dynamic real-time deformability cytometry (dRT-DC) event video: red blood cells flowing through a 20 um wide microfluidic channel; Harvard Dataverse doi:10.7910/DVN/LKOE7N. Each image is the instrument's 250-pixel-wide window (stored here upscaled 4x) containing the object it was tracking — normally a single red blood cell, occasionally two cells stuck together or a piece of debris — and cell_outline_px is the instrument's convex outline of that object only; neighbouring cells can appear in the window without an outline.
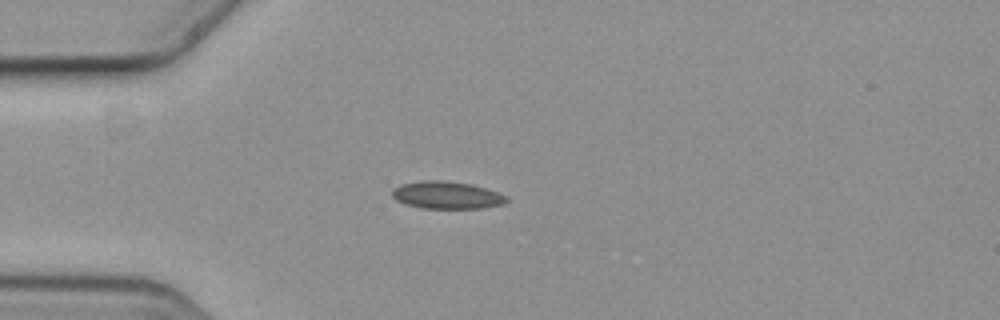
{"species": "common noctule bat (a hibernating species)", "species_latin": "Nyctalus noctula", "temperature_condition": "cold", "stored_images_in_passage": 6, "camera_frame_rate_fps": 3000, "um_per_image_px": 0.085, "animal": {"sex": "female", "body_mass_g": 19.3, "forearm_length_mm": 54.1}, "frame": {"image": 1, "passage_image": 4, "time_ms": 1.0, "image_size_px": [1000, 320], "cell_outline_px": [[508, 200], [504, 204], [484, 208], [420, 208], [404, 204], [396, 200], [392, 196], [392, 188], [400, 184], [424, 180], [444, 180], [472, 184], [508, 196]], "centroid_in_image_um": [37.95, 16.58], "position_along_channel_um": 47.1, "area_um2": 18.44}}
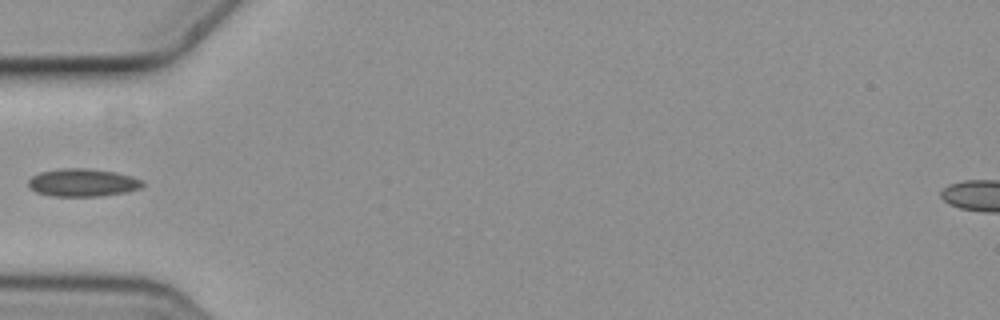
{"frame": {"image": 2, "passage_image": 5, "time_ms": 1.333, "image_size_px": [1000, 320], "cell_outline_px": [[144, 184], [140, 188], [128, 192], [100, 196], [52, 196], [36, 192], [28, 188], [28, 180], [32, 176], [40, 172], [60, 168], [88, 168], [116, 172], [132, 176], [144, 180]], "centroid_in_image_um": [7.03, 15.52], "position_along_channel_um": 78.0, "area_um2": 18.79}}
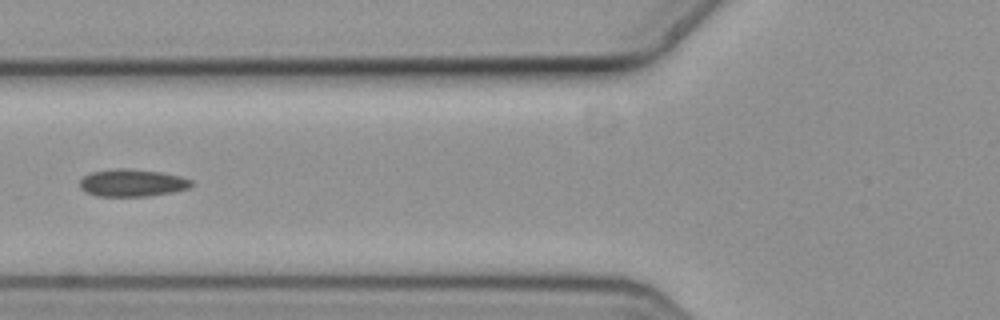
{"frame": {"image": 3, "passage_image": 6, "time_ms": 1.667, "image_size_px": [1000, 320], "cell_outline_px": [[196, 184], [188, 188], [172, 192], [148, 196], [96, 196], [84, 192], [80, 188], [80, 180], [84, 176], [92, 172], [116, 168], [128, 168], [160, 172], [180, 176], [192, 180]], "centroid_in_image_um": [11.24, 15.54], "position_along_channel_um": 114.6, "area_um2": 17.92}}